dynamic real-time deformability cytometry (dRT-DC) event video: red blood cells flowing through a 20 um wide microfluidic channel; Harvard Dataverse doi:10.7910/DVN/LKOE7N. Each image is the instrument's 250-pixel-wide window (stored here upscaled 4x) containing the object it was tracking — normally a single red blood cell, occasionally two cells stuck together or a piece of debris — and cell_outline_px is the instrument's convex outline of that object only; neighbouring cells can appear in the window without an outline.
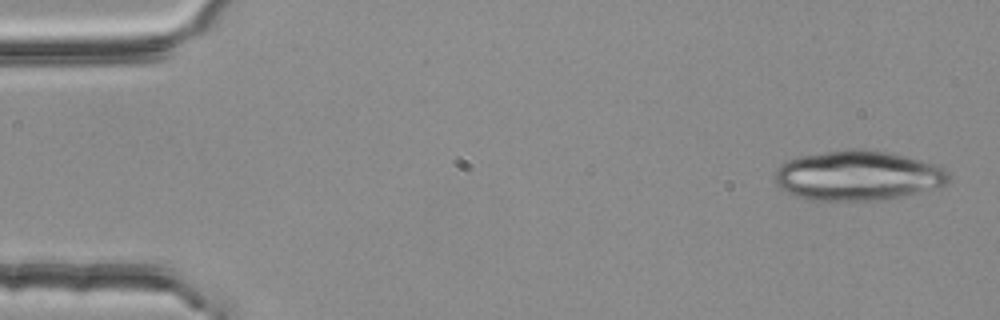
{"species": "common noctule bat (a hibernating species)", "species_latin": "Nyctalus noctula", "temperature_condition": "room temperature", "stored_images_in_passage": 5, "camera_frame_rate_fps": 3000, "um_per_image_px": 0.085, "animal": {"sex": "female", "body_mass_g": 25.1}, "frame": {"image": 1, "passage_image": 1, "time_ms": 0.0, "image_size_px": [1000, 320], "cell_outline_px": [[948, 180], [944, 184], [904, 196], [884, 200], [808, 200], [784, 192], [772, 180], [776, 168], [780, 164], [788, 160], [800, 156], [848, 148], [864, 148], [888, 152], [936, 164], [944, 168], [948, 172]], "centroid_in_image_um": [72.83, 14.92], "position_along_channel_um": 12.2, "area_um2": 50.69}}